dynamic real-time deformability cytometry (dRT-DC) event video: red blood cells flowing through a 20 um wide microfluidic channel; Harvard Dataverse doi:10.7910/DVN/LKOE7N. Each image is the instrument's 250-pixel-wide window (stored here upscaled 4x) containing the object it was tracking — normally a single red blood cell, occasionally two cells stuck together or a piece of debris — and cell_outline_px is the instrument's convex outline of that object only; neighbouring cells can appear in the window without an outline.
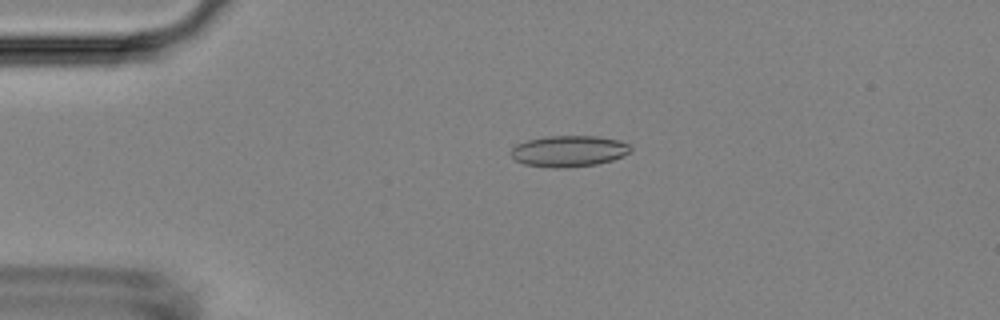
{"species": "Egyptian fruit bat (a non-hibernating species)", "species_latin": "Rousettus aegyptiacus", "temperature_condition": "room temperature", "stored_images_in_passage": 54, "camera_frame_rate_fps": 3000, "um_per_image_px": 0.085, "animal": {"sex": "female"}, "frame": {"image": 1, "passage_image": 12, "time_ms": 3.667, "image_size_px": [1000, 320], "cell_outline_px": [[632, 148], [628, 152], [612, 160], [596, 164], [564, 168], [552, 168], [524, 164], [516, 160], [512, 156], [512, 148], [516, 144], [528, 140], [544, 136], [596, 136], [620, 140], [628, 144]], "centroid_in_image_um": [48.33, 12.84], "position_along_channel_um": 36.7, "area_um2": 21.62}}
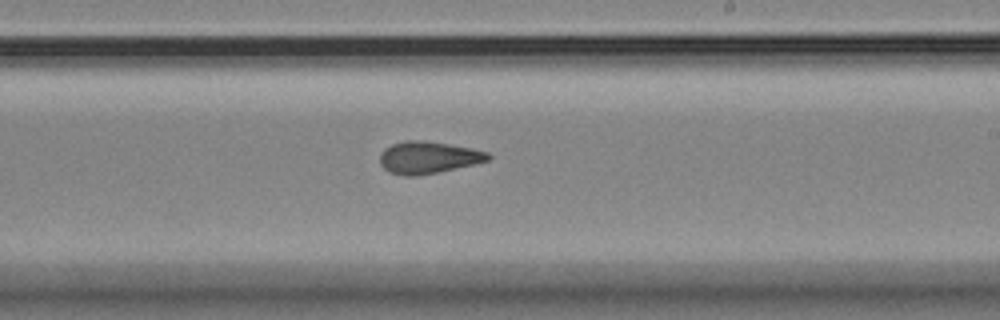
{"frame": {"image": 2, "passage_image": 32, "time_ms": 10.333, "image_size_px": [1000, 320], "cell_outline_px": [[492, 156], [488, 160], [476, 164], [416, 176], [404, 176], [388, 172], [380, 164], [380, 152], [384, 148], [392, 144], [404, 140], [424, 140], [472, 148], [488, 152]], "centroid_in_image_um": [36.38, 13.38], "position_along_channel_um": 252.6, "area_um2": 20.35}}
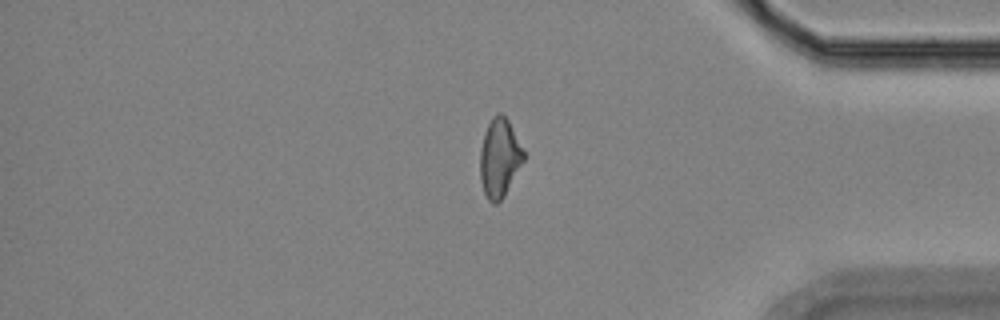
{"frame": {"image": 3, "passage_image": 45, "time_ms": 14.667, "image_size_px": [1000, 320], "cell_outline_px": [[524, 160], [504, 196], [496, 204], [492, 204], [488, 200], [484, 192], [480, 180], [480, 148], [484, 132], [492, 116], [496, 112], [500, 112], [508, 120], [524, 152]], "centroid_in_image_um": [42.43, 13.42], "position_along_channel_um": 392.8, "area_um2": 19.88}, "authors_computed_cell_mechanics": {"area_um2": 20.23, "velocity_mm_per_s": 3.7438, "shape_relaxation_time_tau1_ms": 8.1109, "shape_relaxation_time_tau2_ms": 2.615, "deformation_change_tau1": 0.1523, "deformation_change_tau2": 0.1067}}